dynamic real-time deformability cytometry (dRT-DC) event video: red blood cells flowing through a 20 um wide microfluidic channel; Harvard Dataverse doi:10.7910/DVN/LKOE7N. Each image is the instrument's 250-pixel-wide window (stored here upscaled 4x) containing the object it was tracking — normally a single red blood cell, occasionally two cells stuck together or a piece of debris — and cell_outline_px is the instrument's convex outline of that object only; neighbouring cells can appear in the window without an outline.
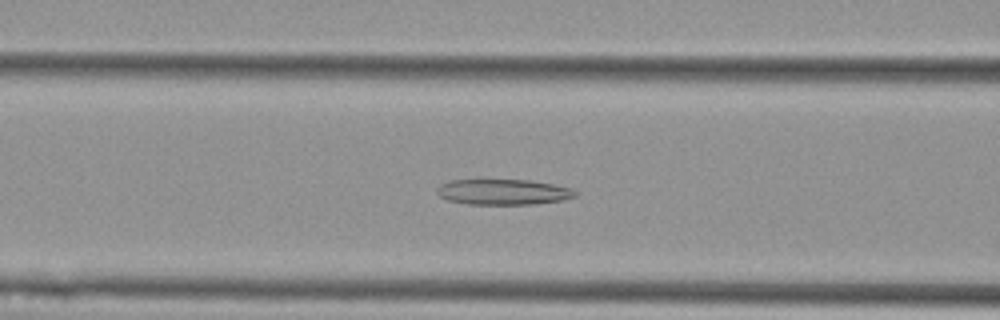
{"species": "Egyptian fruit bat (a non-hibernating species)", "species_latin": "Rousettus aegyptiacus", "temperature_condition": "cold", "stored_images_in_passage": 56, "camera_frame_rate_fps": 3000, "um_per_image_px": 0.085, "animal": {"sex": "female"}, "frame": {"image": 1, "passage_image": 22, "time_ms": 7.0, "image_size_px": [1000, 320], "cell_outline_px": [[576, 196], [560, 200], [536, 204], [468, 204], [448, 200], [440, 196], [436, 192], [436, 188], [440, 184], [452, 180], [528, 180], [552, 184], [572, 188], [576, 192]], "centroid_in_image_um": [42.75, 16.31], "position_along_channel_um": 123.9, "area_um2": 20.46}}
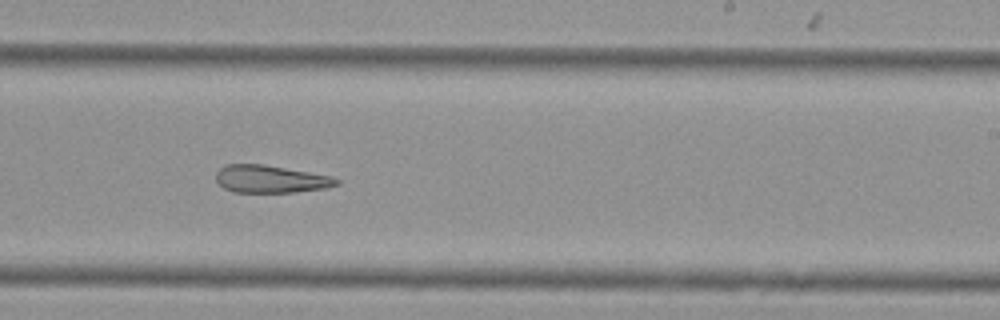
{"frame": {"image": 2, "passage_image": 34, "time_ms": 11.0, "image_size_px": [1000, 320], "cell_outline_px": [[340, 184], [328, 188], [292, 192], [232, 192], [224, 188], [216, 180], [216, 172], [220, 168], [228, 164], [264, 164], [332, 176], [340, 180]], "centroid_in_image_um": [23.02, 15.22], "position_along_channel_um": 266.0, "area_um2": 19.42}}
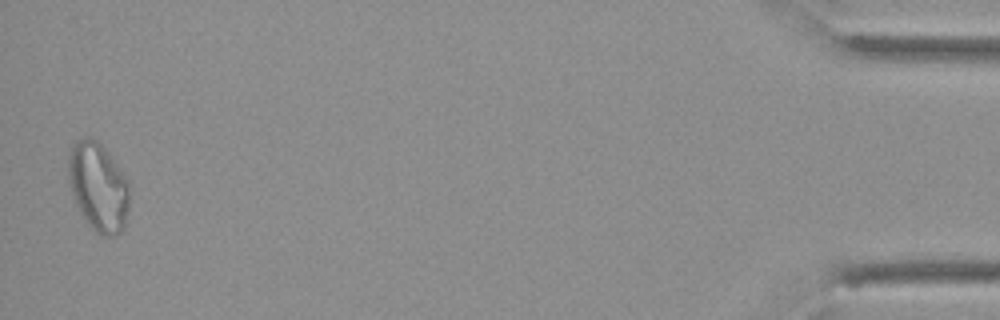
{"frame": {"image": 3, "passage_image": 55, "time_ms": 18.0, "image_size_px": [1000, 320], "cell_outline_px": [[128, 208], [124, 228], [116, 236], [100, 236], [88, 224], [80, 212], [76, 204], [68, 184], [68, 152], [72, 144], [84, 136], [92, 136], [104, 148], [120, 168], [128, 180]], "centroid_in_image_um": [8.33, 15.87], "position_along_channel_um": 426.9, "area_um2": 31.85}, "authors_computed_cell_mechanics": {"area_um2": 24.854, "velocity_mm_per_s": 3.5696, "shape_relaxation_time_tau1_ms": null, "shape_relaxation_time_tau2_ms": 9.6208, "deformation_change_tau1": null, "deformation_change_tau2": 0.2346}}